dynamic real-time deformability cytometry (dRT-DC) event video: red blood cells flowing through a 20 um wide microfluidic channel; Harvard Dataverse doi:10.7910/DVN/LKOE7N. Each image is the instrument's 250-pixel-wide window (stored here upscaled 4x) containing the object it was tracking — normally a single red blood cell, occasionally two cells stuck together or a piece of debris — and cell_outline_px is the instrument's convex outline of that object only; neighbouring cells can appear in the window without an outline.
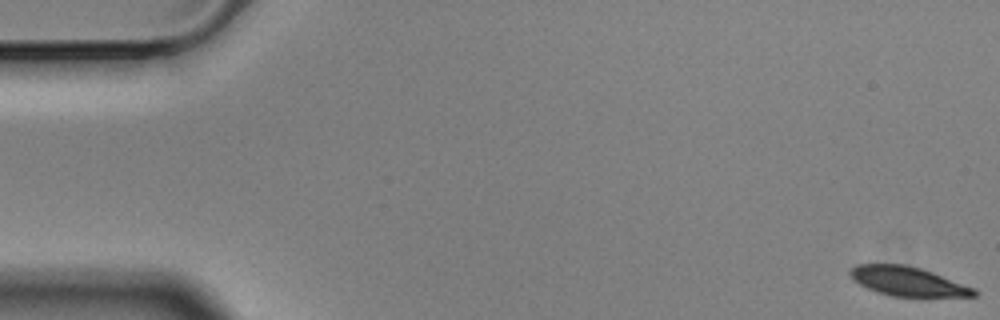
{"species": "Egyptian fruit bat (a non-hibernating species)", "species_latin": "Rousettus aegyptiacus", "temperature_condition": "cold", "stored_images_in_passage": 57, "camera_frame_rate_fps": 3000, "um_per_image_px": 0.085, "animal": {"sex": "male"}, "frame": {"image": 1, "passage_image": 1, "time_ms": 0.0, "image_size_px": [1000, 320], "cell_outline_px": [[976, 296], [892, 296], [876, 292], [852, 280], [848, 272], [856, 264], [904, 264], [920, 268], [932, 272], [976, 288]], "centroid_in_image_um": [77.13, 23.9], "position_along_channel_um": 7.9, "area_um2": 20.98}}
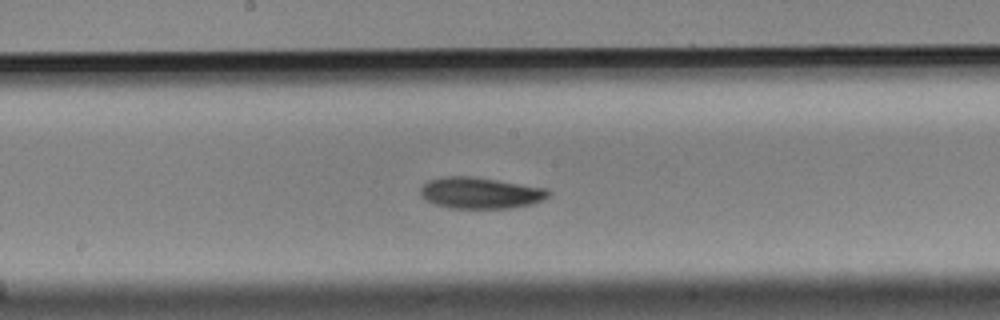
{"frame": {"image": 2, "passage_image": 30, "time_ms": 9.667, "image_size_px": [1000, 320], "cell_outline_px": [[552, 192], [544, 200], [532, 204], [508, 208], [452, 208], [436, 204], [420, 196], [420, 188], [428, 180], [444, 176], [472, 176], [548, 188]], "centroid_in_image_um": [40.86, 16.39], "position_along_channel_um": 207.3, "area_um2": 23.41}}
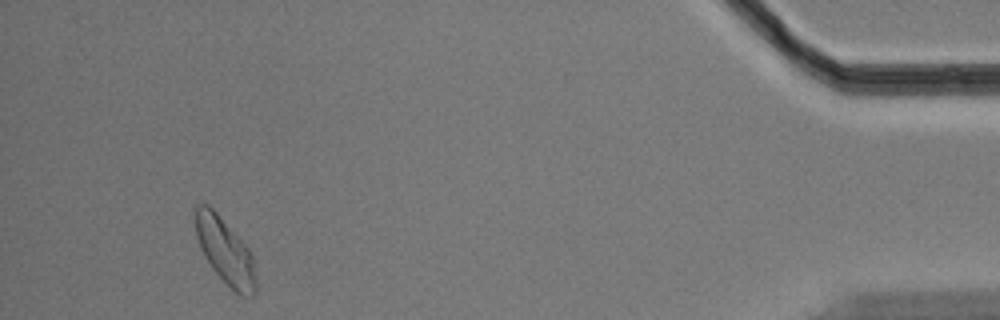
{"frame": {"image": 3, "passage_image": 54, "time_ms": 17.667, "image_size_px": [1000, 320], "cell_outline_px": [[256, 292], [252, 296], [240, 296], [212, 268], [204, 256], [200, 248], [196, 236], [192, 208], [196, 204], [208, 204], [216, 212], [248, 248], [252, 256], [256, 280]], "centroid_in_image_um": [19.09, 21.3], "position_along_channel_um": 416.1, "area_um2": 23.18}, "authors_computed_cell_mechanics": {"area_um2": 22.8888, "velocity_mm_per_s": 3.4839, "shape_relaxation_time_tau1_ms": 2.3854, "shape_relaxation_time_tau2_ms": null, "deformation_change_tau1": 0.0969, "deformation_change_tau2": null}}